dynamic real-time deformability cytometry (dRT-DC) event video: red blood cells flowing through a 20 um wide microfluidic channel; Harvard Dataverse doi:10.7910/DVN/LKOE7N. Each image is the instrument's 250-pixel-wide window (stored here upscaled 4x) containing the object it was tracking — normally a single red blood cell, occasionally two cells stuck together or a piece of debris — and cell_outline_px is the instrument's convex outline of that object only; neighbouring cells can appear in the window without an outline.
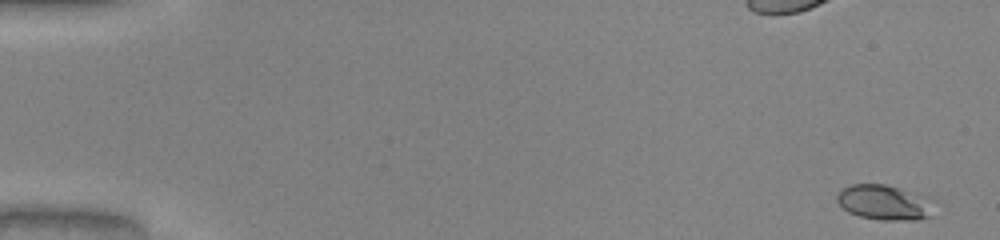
{"species": "common noctule bat (a hibernating species)", "species_latin": "Nyctalus noctula", "temperature_condition": "warm", "stored_images_in_passage": 50, "camera_frame_rate_fps": 3000, "um_per_image_px": 0.085, "animal": {"sex": "male", "body_mass_g": 20.0, "forearm_length_mm": 53.3}, "frame": {"image": 1, "passage_image": 1, "time_ms": 0.0, "image_size_px": [1000, 240], "cell_outline_px": [[932, 216], [920, 220], [880, 220], [860, 216], [848, 212], [836, 200], [836, 196], [844, 188], [852, 184], [884, 184], [896, 188], [904, 192]], "centroid_in_image_um": [74.82, 17.24], "position_along_channel_um": 10.2, "area_um2": 17.63}}
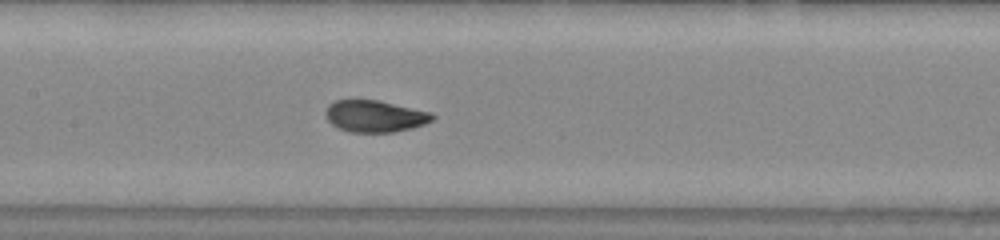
{"frame": {"image": 2, "passage_image": 25, "time_ms": 8.0, "image_size_px": [1000, 240], "cell_outline_px": [[436, 116], [432, 120], [424, 124], [412, 128], [396, 132], [348, 132], [332, 124], [328, 120], [324, 112], [328, 104], [336, 100], [376, 100], [432, 112]], "centroid_in_image_um": [31.86, 9.88], "position_along_channel_um": 175.5, "area_um2": 19.77}}
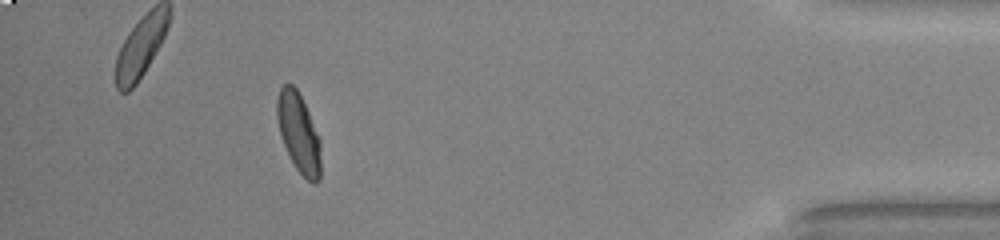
{"frame": {"image": 3, "passage_image": 46, "time_ms": 15.0, "image_size_px": [1000, 240], "cell_outline_px": [[320, 180], [316, 184], [312, 184], [296, 168], [280, 136], [276, 116], [276, 100], [280, 88], [284, 84], [292, 84], [296, 88], [308, 112], [320, 140]], "centroid_in_image_um": [25.37, 11.3], "position_along_channel_um": 409.8, "area_um2": 20.0}, "authors_computed_cell_mechanics": {"area_um2": 19.9699, "velocity_mm_per_s": 4.0664, "shape_relaxation_time_tau1_ms": 3.4944, "shape_relaxation_time_tau2_ms": null, "deformation_change_tau1": 0.1759, "deformation_change_tau2": null}}